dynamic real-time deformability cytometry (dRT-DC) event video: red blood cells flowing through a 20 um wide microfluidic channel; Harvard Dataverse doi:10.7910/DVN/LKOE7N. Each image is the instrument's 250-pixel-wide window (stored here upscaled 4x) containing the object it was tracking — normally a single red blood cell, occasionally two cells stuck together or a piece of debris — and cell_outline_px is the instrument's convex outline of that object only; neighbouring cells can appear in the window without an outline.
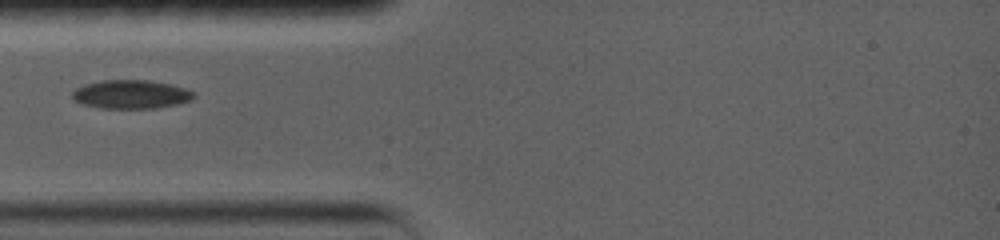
{"species": "common noctule bat (a hibernating species)", "species_latin": "Nyctalus noctula", "temperature_condition": "warm", "stored_images_in_passage": 14, "camera_frame_rate_fps": 5000, "um_per_image_px": 0.085, "animal": {"sex": "female", "body_mass_g": 19.0, "forearm_length_mm": 56.7}, "frame": {"image": 1, "passage_image": 1, "time_ms": 0.0, "image_size_px": [1000, 240], "cell_outline_px": [[196, 96], [192, 100], [176, 104], [156, 108], [100, 108], [84, 104], [76, 100], [72, 96], [72, 92], [76, 88], [100, 80], [148, 80], [168, 84], [184, 88], [196, 92]], "centroid_in_image_um": [11.18, 8.02], "position_along_channel_um": 73.8, "area_um2": 20.11}}